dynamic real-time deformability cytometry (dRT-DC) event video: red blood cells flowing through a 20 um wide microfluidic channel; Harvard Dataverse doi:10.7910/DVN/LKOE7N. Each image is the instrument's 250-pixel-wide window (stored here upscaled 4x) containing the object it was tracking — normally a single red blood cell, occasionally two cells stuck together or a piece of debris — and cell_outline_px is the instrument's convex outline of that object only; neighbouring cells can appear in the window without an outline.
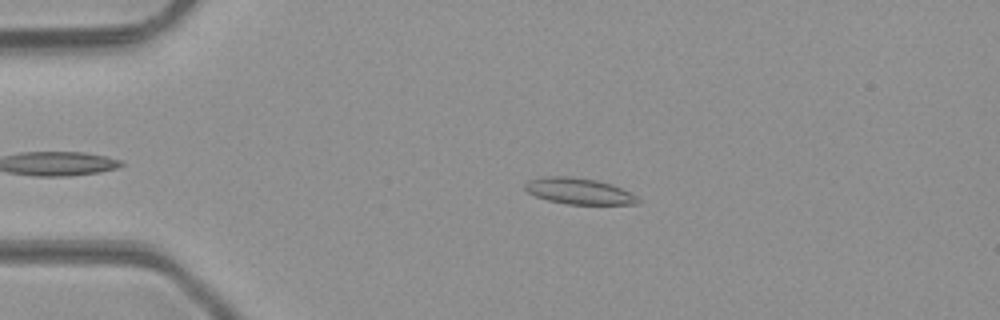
{"species": "common noctule bat (a hibernating species)", "species_latin": "Nyctalus noctula", "temperature_condition": "room temperature", "stored_images_in_passage": 43, "camera_frame_rate_fps": 3000, "um_per_image_px": 0.085, "animal": {"sex": "male", "body_mass_g": 23.1, "forearm_length_mm": 52.7}, "frame": {"image": 1, "passage_image": 10, "time_ms": 3.0, "image_size_px": [1000, 320], "cell_outline_px": [[640, 204], [568, 204], [548, 200], [536, 196], [528, 192], [524, 188], [524, 184], [528, 180], [544, 176], [572, 176], [596, 180], [612, 184], [636, 196], [640, 200]], "centroid_in_image_um": [49.18, 16.24], "position_along_channel_um": 35.8, "area_um2": 17.17}}
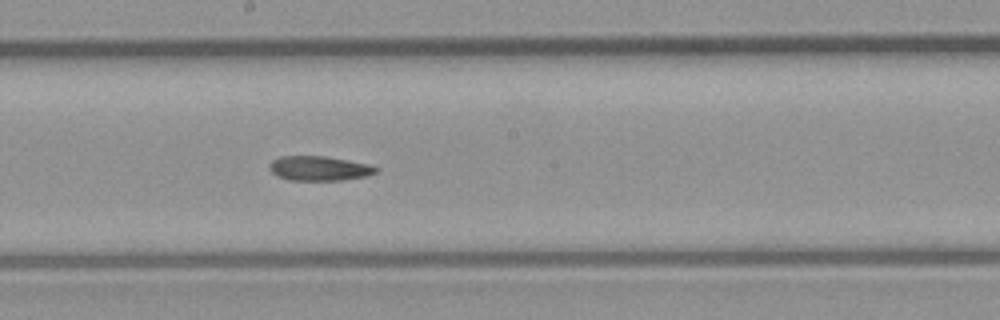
{"frame": {"image": 2, "passage_image": 26, "time_ms": 8.333, "image_size_px": [1000, 320], "cell_outline_px": [[380, 168], [376, 172], [364, 176], [340, 180], [288, 180], [276, 176], [268, 168], [268, 164], [272, 160], [280, 156], [324, 156], [368, 164]], "centroid_in_image_um": [27.07, 14.31], "position_along_channel_um": 221.1, "area_um2": 15.2}}
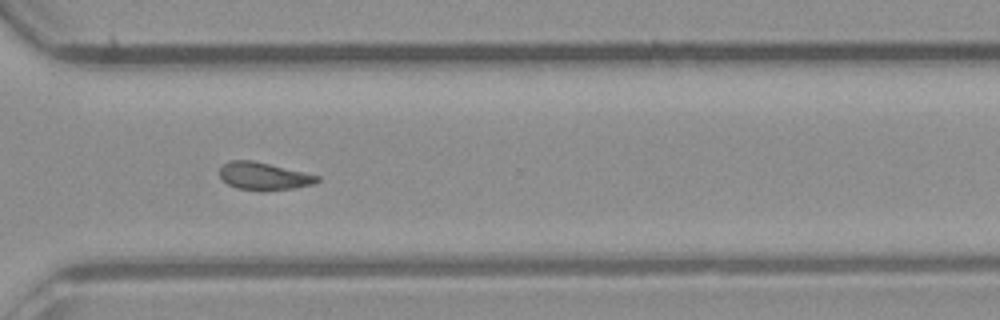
{"frame": {"image": 3, "passage_image": 35, "time_ms": 11.333, "image_size_px": [1000, 320], "cell_outline_px": [[320, 180], [312, 184], [292, 188], [236, 188], [228, 184], [220, 176], [220, 168], [224, 164], [232, 160], [252, 160], [320, 176]], "centroid_in_image_um": [22.41, 14.93], "position_along_channel_um": 348.2, "area_um2": 14.8}}